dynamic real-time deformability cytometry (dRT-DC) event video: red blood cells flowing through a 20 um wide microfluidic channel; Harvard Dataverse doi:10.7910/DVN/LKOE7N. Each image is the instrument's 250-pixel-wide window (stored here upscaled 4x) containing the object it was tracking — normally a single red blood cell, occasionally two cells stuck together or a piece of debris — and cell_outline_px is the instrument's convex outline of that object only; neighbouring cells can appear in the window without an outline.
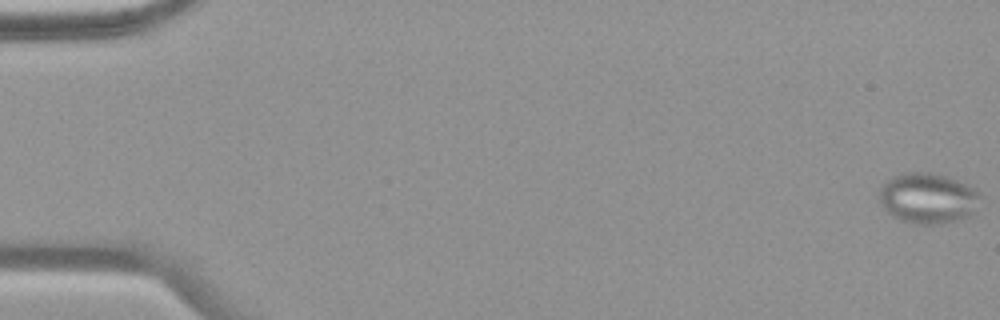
{"species": "common noctule bat (a hibernating species)", "species_latin": "Nyctalus noctula", "temperature_condition": "warm", "stored_images_in_passage": 55, "camera_frame_rate_fps": 3000, "um_per_image_px": 0.085, "animal": {"sex": "female", "body_mass_g": 19.9}, "frame": {"image": 1, "passage_image": 1, "time_ms": 0.0, "image_size_px": [1000, 320], "cell_outline_px": [[980, 196], [972, 216], [944, 224], [916, 224], [900, 220], [892, 216], [880, 204], [880, 188], [892, 176], [904, 172], [932, 172], [948, 176], [976, 188]], "centroid_in_image_um": [78.88, 16.85], "position_along_channel_um": 6.1, "area_um2": 30.06}}
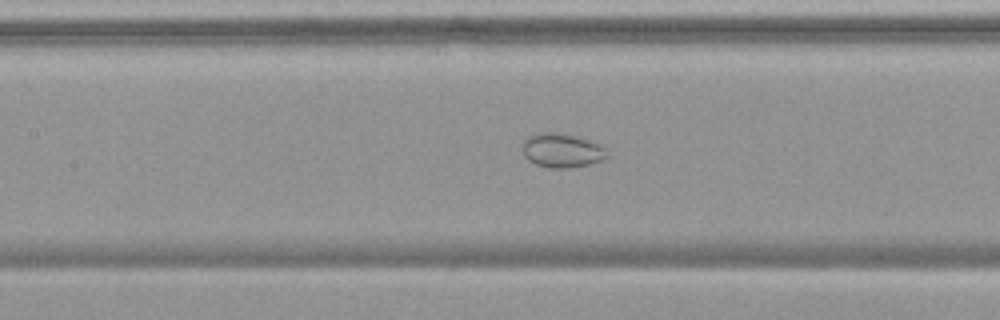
{"frame": {"image": 2, "passage_image": 26, "time_ms": 8.333, "image_size_px": [1000, 320], "cell_outline_px": [[608, 156], [600, 160], [588, 164], [568, 168], [552, 168], [536, 164], [528, 160], [524, 156], [524, 140], [528, 136], [536, 132], [556, 132], [576, 136], [592, 140], [604, 144]], "centroid_in_image_um": [47.79, 12.76], "position_along_channel_um": 159.6, "area_um2": 16.94}}
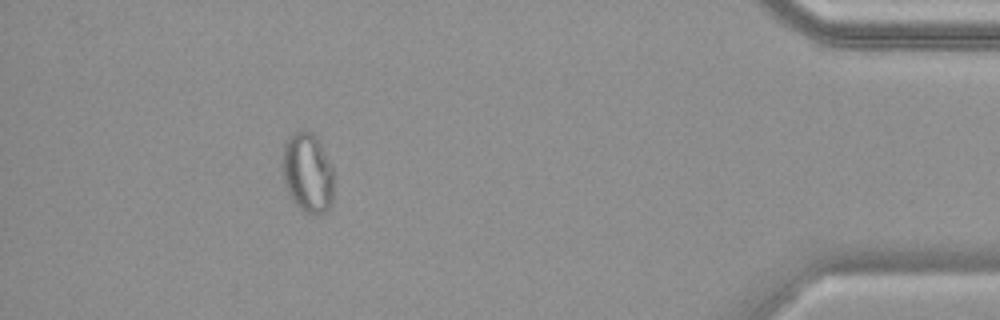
{"frame": {"image": 3, "passage_image": 50, "time_ms": 16.333, "image_size_px": [1000, 320], "cell_outline_px": [[332, 204], [324, 212], [316, 216], [304, 212], [292, 200], [284, 184], [280, 164], [284, 144], [288, 136], [300, 128], [312, 132], [316, 136], [332, 168]], "centroid_in_image_um": [26.09, 14.67], "position_along_channel_um": 409.1, "area_um2": 24.28}}